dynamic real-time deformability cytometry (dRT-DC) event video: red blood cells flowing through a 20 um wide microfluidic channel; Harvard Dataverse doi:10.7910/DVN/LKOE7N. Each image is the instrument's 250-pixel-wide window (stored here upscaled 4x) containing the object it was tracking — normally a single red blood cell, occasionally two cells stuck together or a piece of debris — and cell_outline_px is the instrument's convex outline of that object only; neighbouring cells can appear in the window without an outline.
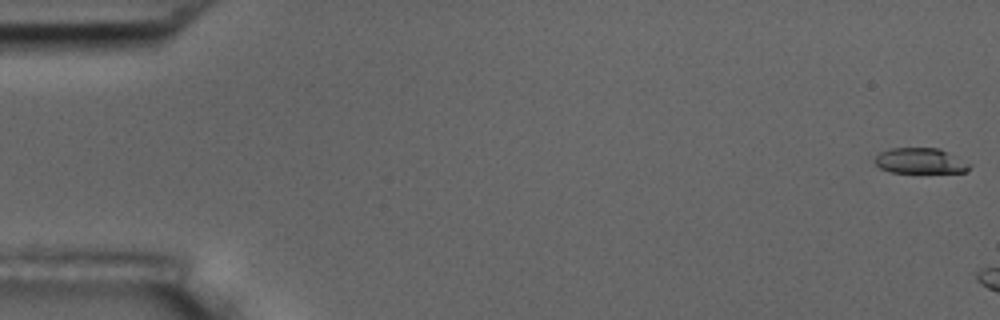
{"species": "common noctule bat (a hibernating species)", "species_latin": "Nyctalus noctula", "temperature_condition": "room temperature", "stored_images_in_passage": 3, "camera_frame_rate_fps": 3000, "um_per_image_px": 0.085, "animal": {"sex": "male", "body_mass_g": 17.5, "forearm_length_mm": 52.3}, "frame": {"image": 1, "passage_image": 1, "time_ms": 0.0, "image_size_px": [1000, 320], "cell_outline_px": [[972, 164], [964, 172], [888, 172], [880, 168], [872, 160], [880, 152], [892, 148], [940, 148]], "centroid_in_image_um": [78.19, 13.67], "position_along_channel_um": 6.8, "area_um2": 14.05}}